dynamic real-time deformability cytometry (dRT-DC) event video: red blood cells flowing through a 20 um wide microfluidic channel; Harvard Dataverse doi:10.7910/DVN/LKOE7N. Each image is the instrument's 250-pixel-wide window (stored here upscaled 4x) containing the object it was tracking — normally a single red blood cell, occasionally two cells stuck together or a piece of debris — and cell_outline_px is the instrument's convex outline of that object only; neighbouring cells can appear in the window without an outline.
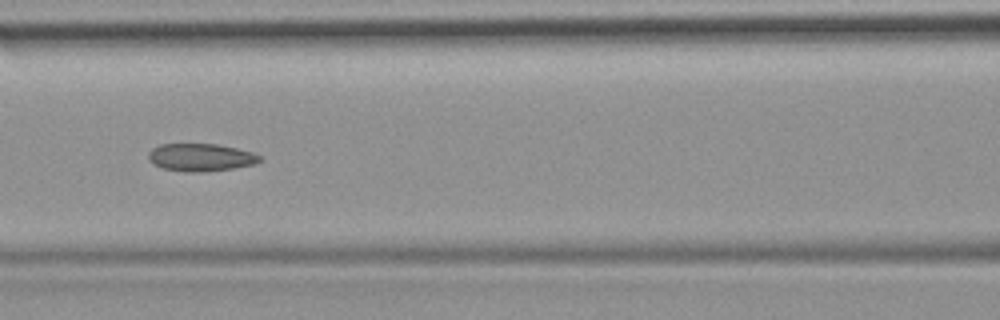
{"species": "common noctule bat (a hibernating species)", "species_latin": "Nyctalus noctula", "temperature_condition": "room temperature", "stored_images_in_passage": 50, "camera_frame_rate_fps": 3000, "um_per_image_px": 0.085, "animal": {"sex": "female", "body_mass_g": 19.9}, "frame": {"image": 1, "passage_image": 22, "time_ms": 7.0, "image_size_px": [1000, 320], "cell_outline_px": [[264, 156], [256, 164], [232, 168], [200, 172], [188, 172], [164, 168], [152, 164], [148, 160], [148, 152], [152, 148], [160, 144], [216, 144], [236, 148], [252, 152]], "centroid_in_image_um": [17.06, 13.37], "position_along_channel_um": 149.5, "area_um2": 17.98}}